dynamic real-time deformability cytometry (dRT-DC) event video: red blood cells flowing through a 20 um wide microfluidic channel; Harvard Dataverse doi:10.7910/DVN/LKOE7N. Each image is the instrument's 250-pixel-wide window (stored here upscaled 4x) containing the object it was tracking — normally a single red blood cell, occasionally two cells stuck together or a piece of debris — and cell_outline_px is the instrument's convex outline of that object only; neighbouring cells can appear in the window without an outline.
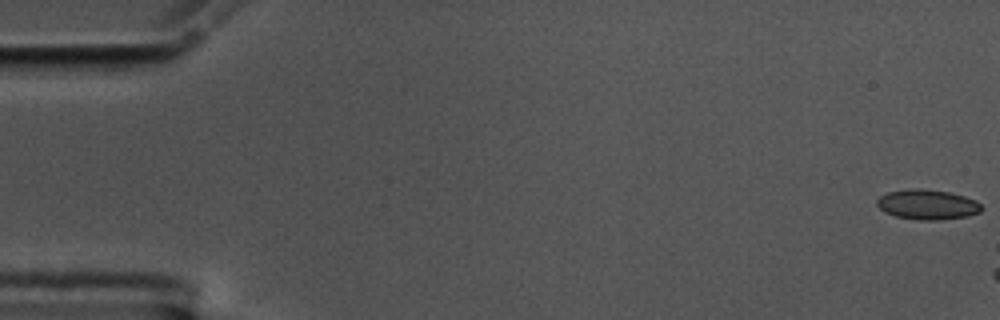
{"species": "common noctule bat (a hibernating species)", "species_latin": "Nyctalus noctula", "temperature_condition": "cold", "stored_images_in_passage": 11, "camera_frame_rate_fps": 3000, "um_per_image_px": 0.085, "animal": {"sex": "male", "body_mass_g": 17.5, "forearm_length_mm": 52.3}, "frame": {"image": 1, "passage_image": 1, "time_ms": 0.0, "image_size_px": [1000, 320], "cell_outline_px": [[984, 208], [980, 212], [968, 216], [940, 220], [920, 220], [896, 216], [884, 212], [876, 204], [876, 200], [880, 196], [888, 192], [908, 188], [920, 188], [948, 192], [964, 196], [976, 200]], "centroid_in_image_um": [78.83, 17.38], "position_along_channel_um": 6.2, "area_um2": 18.38}}